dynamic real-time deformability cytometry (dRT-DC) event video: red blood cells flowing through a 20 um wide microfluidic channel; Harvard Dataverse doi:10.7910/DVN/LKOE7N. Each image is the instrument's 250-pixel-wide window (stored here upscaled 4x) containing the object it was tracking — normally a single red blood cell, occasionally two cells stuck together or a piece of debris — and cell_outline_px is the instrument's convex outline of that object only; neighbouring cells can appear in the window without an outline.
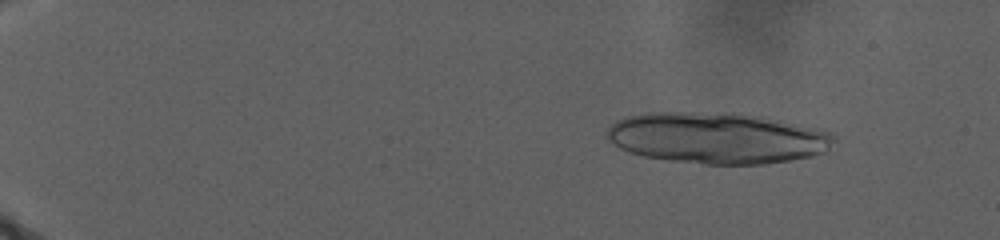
{"species": "human", "species_latin": "Homo sapiens", "temperature_condition": "warm", "stored_images_in_passage": 38, "camera_frame_rate_fps": 3000, "um_per_image_px": 0.085, "donor": {"sex": "male"}, "frame": {"image": 1, "passage_image": 13, "time_ms": 4.0, "image_size_px": [1000, 240], "cell_outline_px": [[836, 140], [828, 152], [812, 156], [792, 160], [764, 164], [704, 164], [668, 160], [644, 156], [620, 148], [608, 140], [604, 136], [608, 128], [616, 120], [628, 116], [648, 112], [732, 112], [764, 116], [816, 128], [828, 132], [836, 136]], "centroid_in_image_um": [60.99, 11.72], "position_along_channel_um": 24.0, "area_um2": 68.44}}